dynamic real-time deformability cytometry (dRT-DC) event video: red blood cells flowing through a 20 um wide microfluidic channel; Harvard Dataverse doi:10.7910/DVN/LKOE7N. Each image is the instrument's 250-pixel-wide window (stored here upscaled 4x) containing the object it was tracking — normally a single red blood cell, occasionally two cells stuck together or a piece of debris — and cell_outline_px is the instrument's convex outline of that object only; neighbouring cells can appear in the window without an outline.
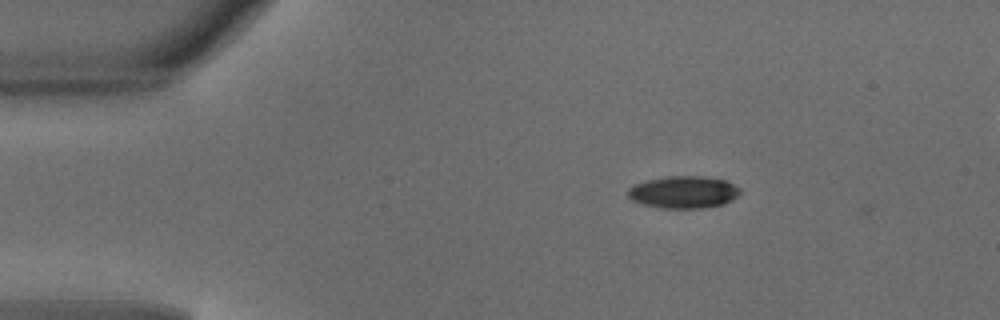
{"species": "common noctule bat (a hibernating species)", "species_latin": "Nyctalus noctula", "temperature_condition": "warm", "stored_images_in_passage": 41, "camera_frame_rate_fps": 3000, "um_per_image_px": 0.085, "animal": {"sex": "male", "body_mass_g": 18.8}, "frame": {"image": 1, "passage_image": 1, "time_ms": 0.0, "image_size_px": [1000, 320], "cell_outline_px": [[740, 192], [732, 200], [724, 204], [700, 208], [664, 208], [644, 204], [632, 200], [628, 196], [628, 188], [636, 184], [648, 180], [664, 176], [704, 176], [728, 180], [740, 188]], "centroid_in_image_um": [58.13, 16.32], "position_along_channel_um": 26.9, "area_um2": 21.04}}
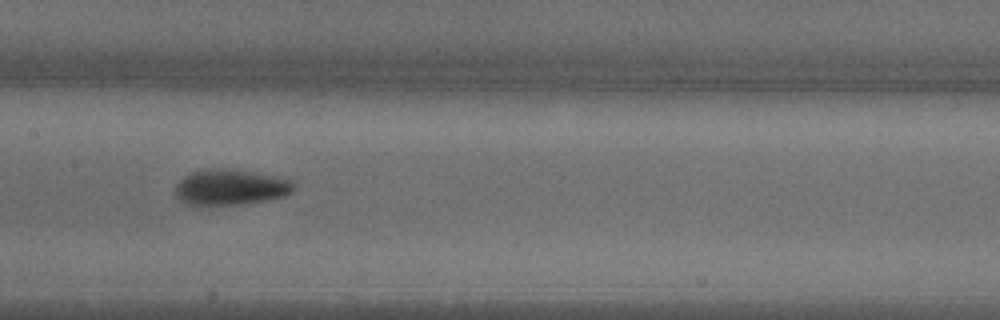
{"frame": {"image": 2, "passage_image": 17, "time_ms": 5.333, "image_size_px": [1000, 320], "cell_outline_px": [[296, 188], [292, 192], [284, 196], [244, 204], [200, 208], [188, 204], [180, 200], [176, 196], [176, 184], [188, 172], [212, 168], [224, 168], [284, 176], [292, 180]], "centroid_in_image_um": [19.59, 15.93], "position_along_channel_um": 187.8, "area_um2": 25.61}}
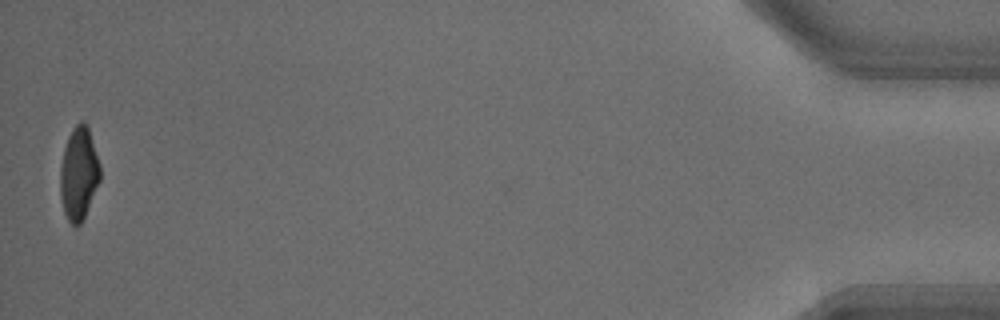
{"frame": {"image": 3, "passage_image": 41, "time_ms": 13.333, "image_size_px": [1000, 320], "cell_outline_px": [[100, 180], [84, 216], [80, 224], [76, 228], [68, 220], [64, 212], [60, 196], [60, 168], [64, 148], [68, 136], [72, 128], [80, 120], [84, 120], [88, 124], [100, 164]], "centroid_in_image_um": [6.69, 14.7], "position_along_channel_um": 428.5, "area_um2": 21.73}, "authors_computed_cell_mechanics": {"area_um2": 23.0044, "velocity_mm_per_s": 4.1548, "shape_relaxation_time_tau1_ms": 2.4579, "shape_relaxation_time_tau2_ms": 3.2944, "deformation_change_tau1": 0.1556, "deformation_change_tau2": 0.0957}}